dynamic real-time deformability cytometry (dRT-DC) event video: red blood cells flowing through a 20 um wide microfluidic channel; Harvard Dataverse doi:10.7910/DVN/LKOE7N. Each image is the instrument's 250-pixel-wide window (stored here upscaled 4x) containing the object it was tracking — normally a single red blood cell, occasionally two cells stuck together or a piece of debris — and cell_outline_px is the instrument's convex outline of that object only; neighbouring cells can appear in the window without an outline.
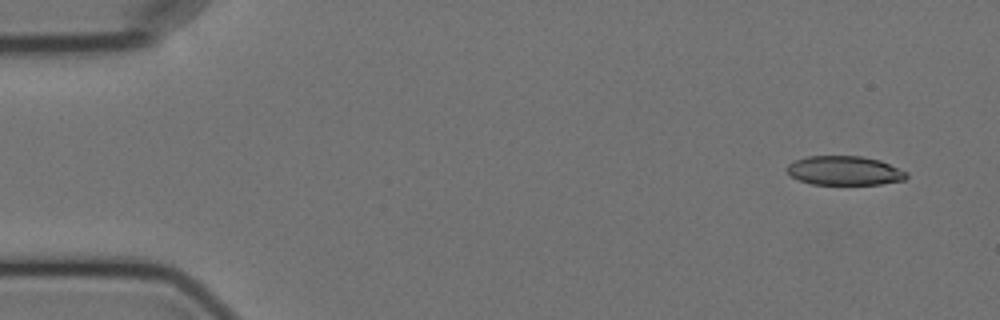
{"species": "Egyptian fruit bat (a non-hibernating species)", "species_latin": "Rousettus aegyptiacus", "temperature_condition": "cold", "stored_images_in_passage": 9, "camera_frame_rate_fps": 3000, "um_per_image_px": 0.085, "animal": {"sex": "female"}, "frame": {"image": 1, "passage_image": 1, "time_ms": 0.0, "image_size_px": [1000, 320], "cell_outline_px": [[908, 176], [904, 180], [880, 184], [812, 184], [800, 180], [792, 176], [788, 172], [788, 164], [796, 160], [808, 156], [860, 156], [880, 160], [908, 172]], "centroid_in_image_um": [71.82, 14.5], "position_along_channel_um": 13.2, "area_um2": 20.11}}
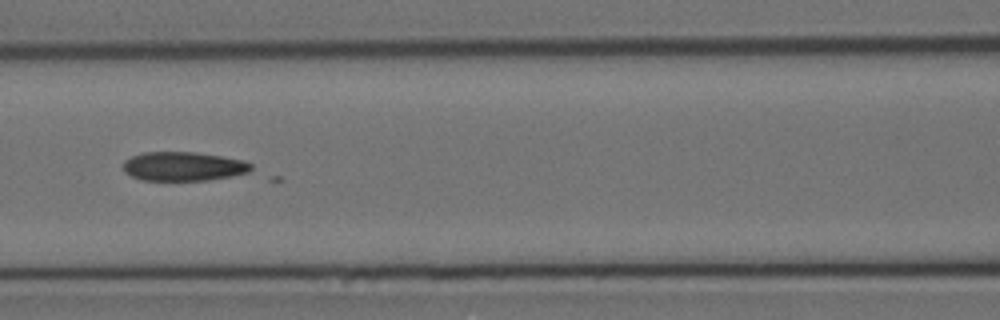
{"frame": {"image": 2, "passage_image": 7, "time_ms": 7.0, "image_size_px": [1000, 320], "cell_outline_px": [[252, 168], [248, 172], [232, 176], [208, 180], [140, 180], [124, 172], [124, 160], [132, 156], [144, 152], [196, 152], [244, 160], [252, 164]], "centroid_in_image_um": [15.59, 14.14], "position_along_channel_um": 151.0, "area_um2": 21.62}}
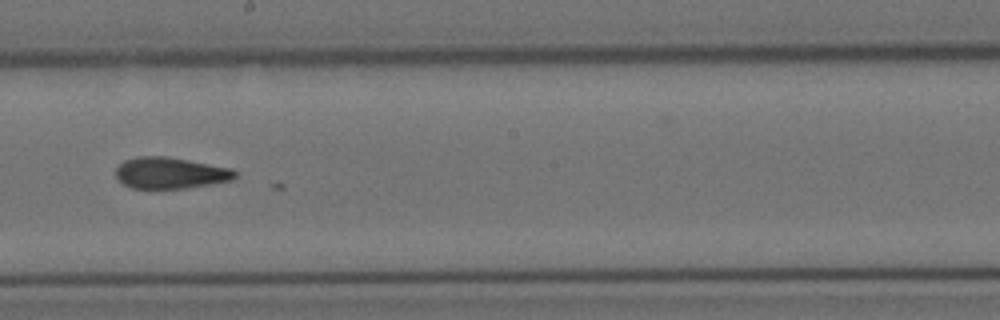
{"frame": {"image": 3, "passage_image": 9, "time_ms": 9.333, "image_size_px": [1000, 320], "cell_outline_px": [[236, 176], [232, 180], [188, 188], [132, 188], [124, 184], [116, 176], [116, 168], [124, 160], [136, 156], [164, 156], [232, 168], [236, 172]], "centroid_in_image_um": [14.47, 14.7], "position_along_channel_um": 233.7, "area_um2": 21.62}}